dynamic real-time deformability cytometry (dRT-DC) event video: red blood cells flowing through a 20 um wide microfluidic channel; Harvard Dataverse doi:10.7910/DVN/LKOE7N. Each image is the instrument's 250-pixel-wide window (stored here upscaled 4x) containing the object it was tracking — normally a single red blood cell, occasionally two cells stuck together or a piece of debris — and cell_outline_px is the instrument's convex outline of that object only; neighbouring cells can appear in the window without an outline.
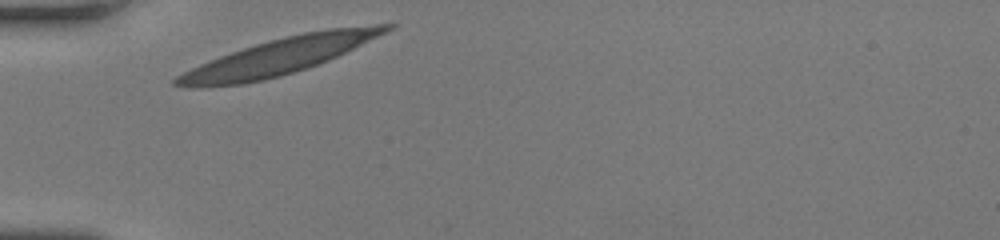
{"species": "human", "species_latin": "Homo sapiens", "temperature_condition": "room temperature", "stored_images_in_passage": 26, "camera_frame_rate_fps": 3000, "um_per_image_px": 0.085, "donor": {"sex": "female"}, "frame": {"image": 1, "passage_image": 1, "time_ms": 0.0, "image_size_px": [1000, 240], "cell_outline_px": [[396, 24], [392, 28], [328, 60], [308, 68], [280, 76], [264, 80], [244, 84], [200, 88], [188, 88], [172, 84], [172, 80], [176, 76], [200, 64], [220, 56], [256, 44], [304, 32], [328, 28], [376, 24]], "centroid_in_image_um": [23.62, 4.83], "position_along_channel_um": 61.4, "area_um2": 43.75}}
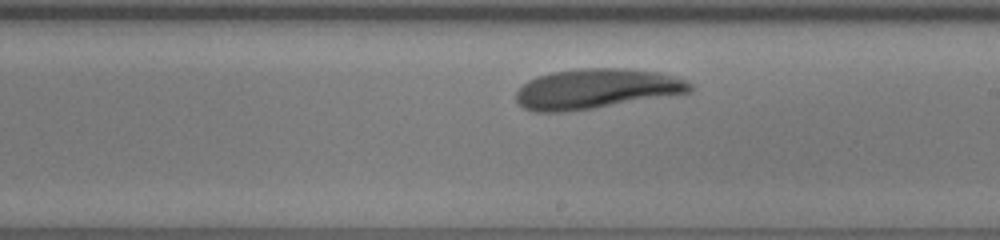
{"frame": {"image": 2, "passage_image": 15, "time_ms": 4.667, "image_size_px": [1000, 240], "cell_outline_px": [[692, 92], [592, 108], [564, 112], [536, 112], [524, 108], [516, 100], [516, 92], [528, 80], [536, 76], [552, 72], [580, 68], [624, 68], [660, 72], [684, 80], [692, 84]], "centroid_in_image_um": [50.66, 7.54], "position_along_channel_um": 238.3, "area_um2": 40.29}}
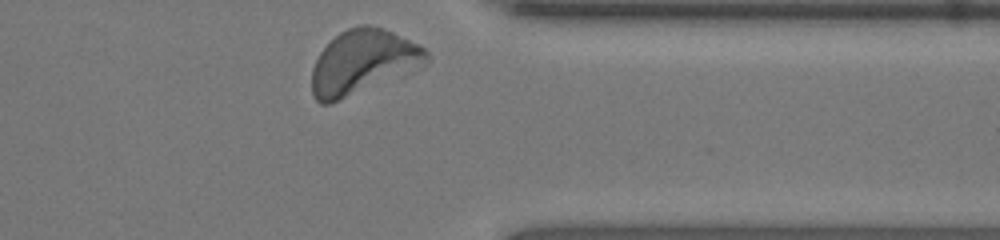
{"frame": {"image": 3, "passage_image": 26, "time_ms": 8.333, "image_size_px": [1000, 240], "cell_outline_px": [[428, 60], [332, 104], [320, 104], [312, 96], [312, 68], [320, 52], [340, 32], [348, 28], [360, 24], [368, 24], [392, 32], [420, 44], [428, 52]], "centroid_in_image_um": [30.75, 5.24], "position_along_channel_um": 380.7, "area_um2": 41.44}, "authors_computed_cell_mechanics": {"area_um2": 40.4311, "velocity_mm_per_s": 3.9782, "shape_relaxation_time_tau1_ms": 6.0714, "shape_relaxation_time_tau2_ms": 2.7512, "deformation_change_tau1": 0.2244, "deformation_change_tau2": 0.0865}}